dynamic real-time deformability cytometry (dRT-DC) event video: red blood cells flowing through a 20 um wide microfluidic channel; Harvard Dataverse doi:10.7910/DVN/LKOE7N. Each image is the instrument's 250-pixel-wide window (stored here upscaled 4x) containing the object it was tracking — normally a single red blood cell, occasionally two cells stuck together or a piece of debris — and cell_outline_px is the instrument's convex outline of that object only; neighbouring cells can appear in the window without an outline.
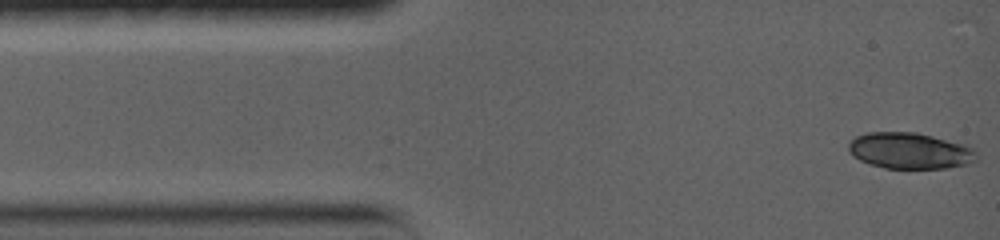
{"species": "common noctule bat (a hibernating species)", "species_latin": "Nyctalus noctula", "temperature_condition": "warm", "stored_images_in_passage": 8, "camera_frame_rate_fps": 5000, "um_per_image_px": 0.085, "animal": {"sex": "female", "body_mass_g": 19.0, "forearm_length_mm": 56.7}, "frame": {"image": 1, "passage_image": 1, "time_ms": 0.0, "image_size_px": [1000, 240], "cell_outline_px": [[976, 160], [964, 164], [948, 168], [884, 168], [868, 164], [852, 156], [848, 152], [848, 144], [856, 136], [868, 132], [916, 132], [968, 144], [976, 152]], "centroid_in_image_um": [77.32, 12.8], "position_along_channel_um": 7.7, "area_um2": 27.17}}